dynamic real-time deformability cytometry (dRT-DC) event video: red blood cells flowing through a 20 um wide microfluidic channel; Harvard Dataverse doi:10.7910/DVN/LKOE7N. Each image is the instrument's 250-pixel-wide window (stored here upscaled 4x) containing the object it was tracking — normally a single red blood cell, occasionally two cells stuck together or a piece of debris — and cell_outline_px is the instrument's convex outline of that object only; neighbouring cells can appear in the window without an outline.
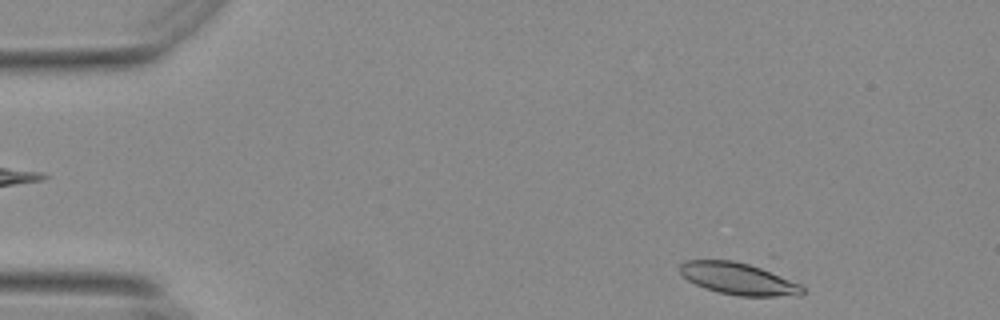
{"species": "Egyptian fruit bat (a non-hibernating species)", "species_latin": "Rousettus aegyptiacus", "temperature_condition": "warm", "stored_images_in_passage": 51, "camera_frame_rate_fps": 3000, "um_per_image_px": 0.085, "animal": {"sex": "female"}, "frame": {"image": 1, "passage_image": 3, "time_ms": 0.667, "image_size_px": [1000, 320], "cell_outline_px": [[804, 292], [800, 296], [736, 296], [704, 288], [688, 280], [680, 272], [680, 264], [684, 260], [732, 260], [748, 264], [760, 268], [800, 284], [804, 288]], "centroid_in_image_um": [62.75, 23.7], "position_along_channel_um": 22.3, "area_um2": 22.54}}
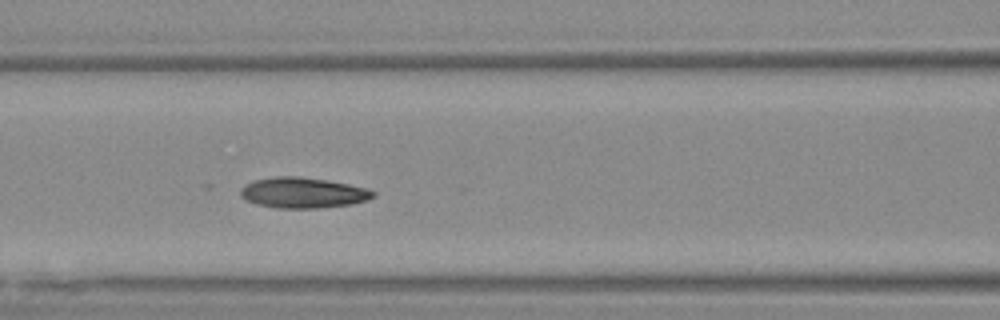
{"frame": {"image": 2, "passage_image": 20, "time_ms": 6.333, "image_size_px": [1000, 320], "cell_outline_px": [[376, 192], [368, 200], [352, 204], [316, 208], [276, 208], [256, 204], [244, 200], [240, 196], [240, 188], [244, 184], [256, 180], [276, 176], [300, 176], [328, 180], [368, 188]], "centroid_in_image_um": [25.72, 16.38], "position_along_channel_um": 140.9, "area_um2": 23.81}}
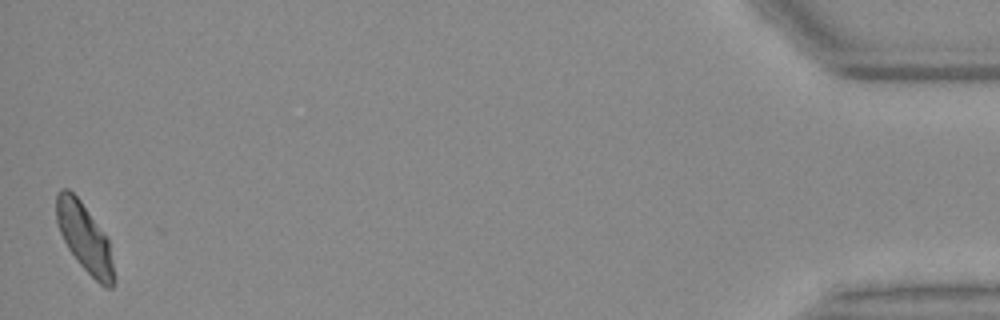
{"frame": {"image": 3, "passage_image": 51, "time_ms": 16.667, "image_size_px": [1000, 320], "cell_outline_px": [[116, 280], [112, 288], [104, 288], [80, 264], [68, 248], [56, 224], [56, 192], [60, 188], [68, 188], [80, 200], [108, 240]], "centroid_in_image_um": [7.17, 20.21], "position_along_channel_um": 428.0, "area_um2": 22.66}, "authors_computed_cell_mechanics": {"area_um2": 23.0044, "velocity_mm_per_s": 3.6747, "shape_relaxation_time_tau1_ms": null, "shape_relaxation_time_tau2_ms": 4.8992, "deformation_change_tau1": null, "deformation_change_tau2": 0.0644}}